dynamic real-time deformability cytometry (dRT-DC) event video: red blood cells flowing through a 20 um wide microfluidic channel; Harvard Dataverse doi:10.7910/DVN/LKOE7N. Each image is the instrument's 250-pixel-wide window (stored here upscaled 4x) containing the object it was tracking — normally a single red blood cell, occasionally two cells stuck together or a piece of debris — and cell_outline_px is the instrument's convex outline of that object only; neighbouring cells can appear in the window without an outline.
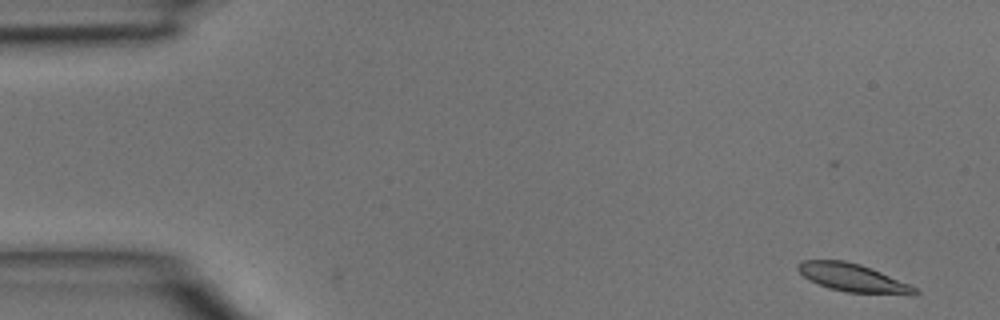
{"species": "common noctule bat (a hibernating species)", "species_latin": "Nyctalus noctula", "temperature_condition": "room temperature", "stored_images_in_passage": 5, "camera_frame_rate_fps": 3000, "um_per_image_px": 0.085, "animal": {"sex": "male", "body_mass_g": 15.6}, "frame": {"image": 1, "passage_image": 1, "time_ms": 0.0, "image_size_px": [1000, 320], "cell_outline_px": [[920, 292], [916, 296], [912, 296], [848, 292], [828, 288], [808, 280], [796, 268], [796, 264], [804, 260], [844, 260], [860, 264], [872, 268], [908, 284], [916, 288]], "centroid_in_image_um": [72.52, 23.63], "position_along_channel_um": 12.5, "area_um2": 19.36}}
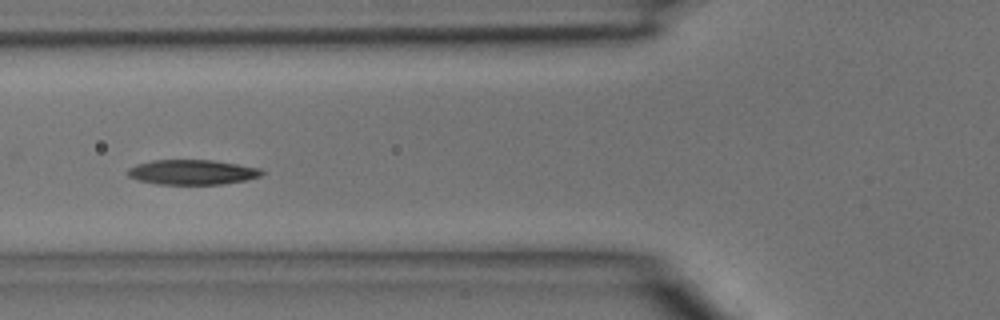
{"frame": {"image": 2, "passage_image": 5, "time_ms": 1.333, "image_size_px": [1000, 320], "cell_outline_px": [[264, 172], [260, 176], [244, 180], [220, 184], [156, 184], [136, 180], [128, 176], [128, 168], [136, 164], [152, 160], [212, 160], [260, 168]], "centroid_in_image_um": [16.29, 14.63], "position_along_channel_um": 109.5, "area_um2": 19.36}}